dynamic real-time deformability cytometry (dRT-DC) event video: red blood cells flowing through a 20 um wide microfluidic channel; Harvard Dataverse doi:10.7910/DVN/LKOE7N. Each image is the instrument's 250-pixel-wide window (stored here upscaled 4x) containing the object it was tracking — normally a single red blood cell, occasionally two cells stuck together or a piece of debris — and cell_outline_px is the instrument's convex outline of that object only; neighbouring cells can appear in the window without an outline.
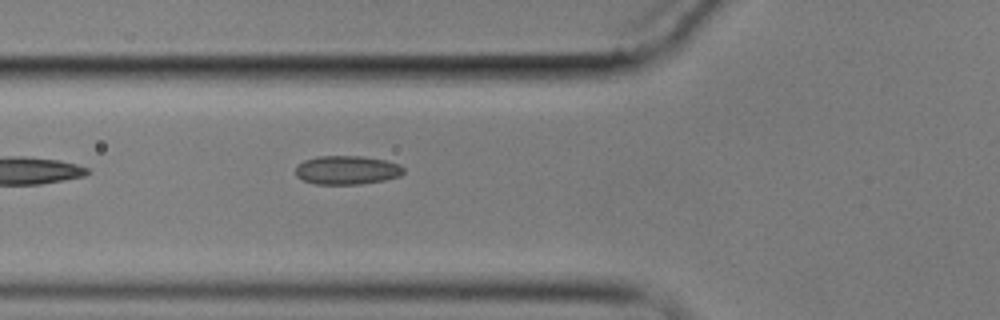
{"species": "common noctule bat (a hibernating species)", "species_latin": "Nyctalus noctula", "temperature_condition": "cold", "stored_images_in_passage": 3, "camera_frame_rate_fps": 3000, "um_per_image_px": 0.085, "animal": {"sex": "male", "body_mass_g": 17.9}, "frame": {"image": 1, "passage_image": 3, "time_ms": 3.333, "image_size_px": [1000, 320], "cell_outline_px": [[404, 172], [400, 176], [384, 180], [360, 184], [316, 184], [304, 180], [296, 176], [296, 168], [304, 160], [316, 156], [360, 156], [384, 160], [400, 164], [404, 168]], "centroid_in_image_um": [29.5, 14.45], "position_along_channel_um": 96.3, "area_um2": 18.03}}